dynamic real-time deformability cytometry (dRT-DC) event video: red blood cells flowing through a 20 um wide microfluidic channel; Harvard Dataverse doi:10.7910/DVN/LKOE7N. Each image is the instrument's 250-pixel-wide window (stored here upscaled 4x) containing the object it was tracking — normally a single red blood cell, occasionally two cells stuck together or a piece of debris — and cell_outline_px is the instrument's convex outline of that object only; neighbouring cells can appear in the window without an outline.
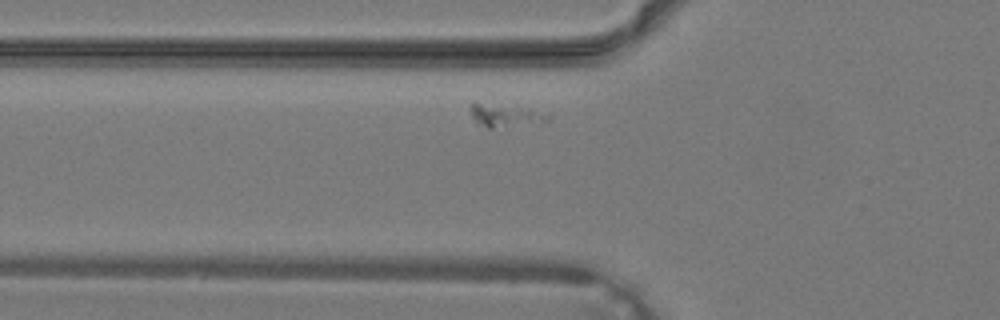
{"species": "common noctule bat (a hibernating species)", "species_latin": "Nyctalus noctula", "temperature_condition": "warm", "stored_images_in_passage": 23, "camera_frame_rate_fps": 3000, "um_per_image_px": 0.085, "animal": {"sex": "male", "body_mass_g": 19.2, "forearm_length_mm": 51.8}, "frame": {"image": 1, "passage_image": 4, "time_ms": 1.0, "image_size_px": [1000, 320], "cell_outline_px": [[552, 116], [544, 124], [492, 128], [488, 128], [476, 124], [468, 108], [472, 104], [480, 104], [528, 108]], "centroid_in_image_um": [43.01, 9.87], "position_along_channel_um": 82.8, "area_um2": 10.35}}
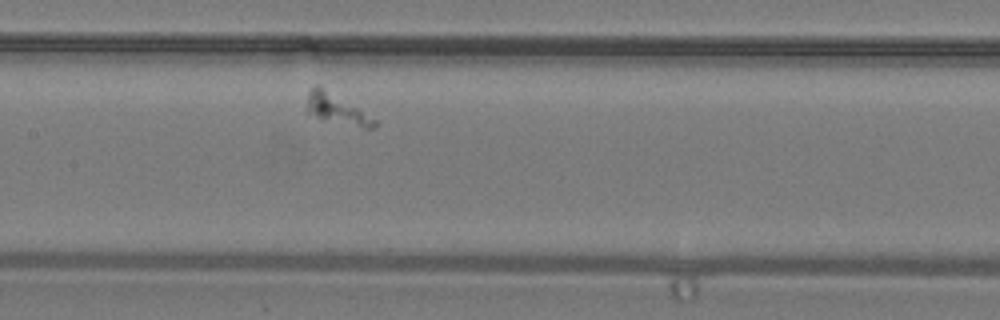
{"frame": {"image": 2, "passage_image": 10, "time_ms": 3.0, "image_size_px": [1000, 320], "cell_outline_px": [[376, 128], [364, 128], [304, 112], [308, 92], [312, 84], [316, 84], [376, 120]], "centroid_in_image_um": [28.53, 9.23], "position_along_channel_um": 178.9, "area_um2": 10.98}}
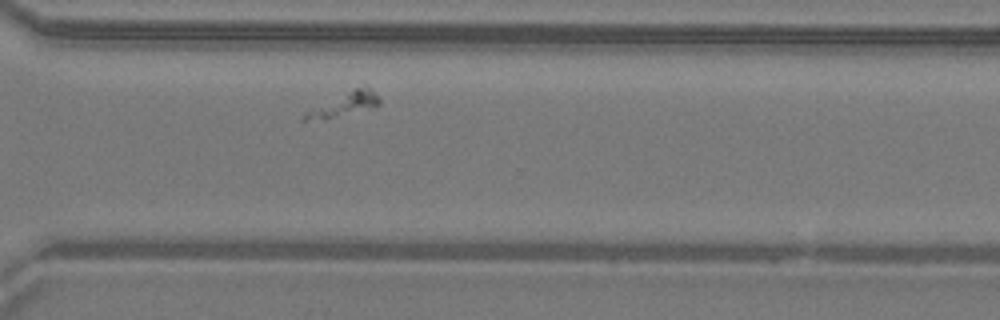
{"frame": {"image": 3, "passage_image": 20, "time_ms": 6.333, "image_size_px": [1000, 320], "cell_outline_px": [[380, 104], [376, 108], [324, 120], [300, 120], [304, 112], [364, 80], [380, 100]], "centroid_in_image_um": [29.3, 8.81], "position_along_channel_um": 341.3, "area_um2": 11.33}}